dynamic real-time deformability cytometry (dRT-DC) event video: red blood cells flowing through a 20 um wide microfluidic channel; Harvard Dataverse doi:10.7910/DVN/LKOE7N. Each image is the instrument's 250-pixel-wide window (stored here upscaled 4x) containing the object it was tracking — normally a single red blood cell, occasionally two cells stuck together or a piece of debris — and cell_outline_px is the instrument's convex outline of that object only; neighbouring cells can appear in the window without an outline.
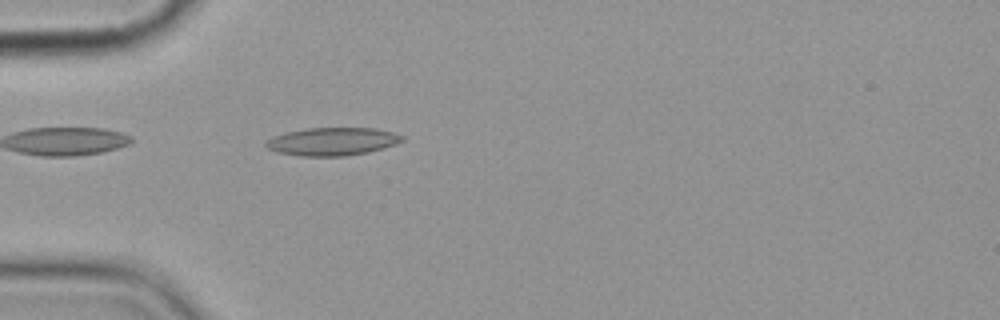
{"species": "common noctule bat (a hibernating species)", "species_latin": "Nyctalus noctula", "temperature_condition": "cold", "stored_images_in_passage": 4, "camera_frame_rate_fps": 3000, "um_per_image_px": 0.085, "animal": {"sex": "female", "body_mass_g": 19.9}, "frame": {"image": 1, "passage_image": 4, "time_ms": 3.667, "image_size_px": [1000, 320], "cell_outline_px": [[404, 140], [396, 144], [368, 152], [344, 156], [300, 156], [276, 152], [268, 148], [264, 144], [272, 136], [284, 132], [308, 128], [376, 128], [392, 132], [404, 136]], "centroid_in_image_um": [28.23, 12.02], "position_along_channel_um": 56.8, "area_um2": 22.25}}